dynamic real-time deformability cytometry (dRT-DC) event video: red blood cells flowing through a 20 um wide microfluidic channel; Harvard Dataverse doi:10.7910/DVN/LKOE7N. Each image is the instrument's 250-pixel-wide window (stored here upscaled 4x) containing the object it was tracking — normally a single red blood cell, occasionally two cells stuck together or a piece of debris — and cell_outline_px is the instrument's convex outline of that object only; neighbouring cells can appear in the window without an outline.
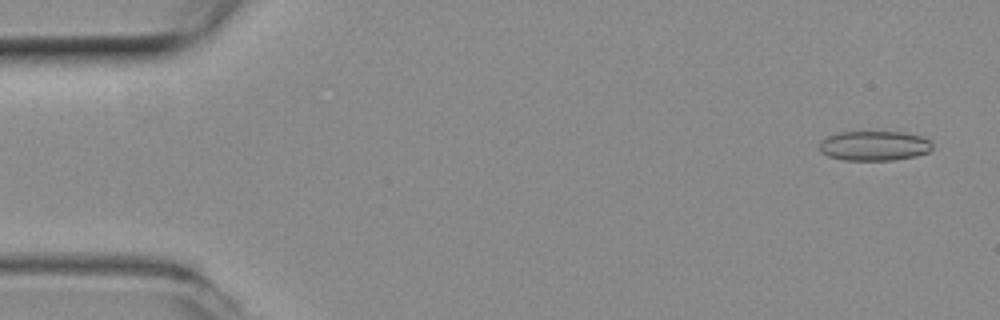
{"species": "common noctule bat (a hibernating species)", "species_latin": "Nyctalus noctula", "temperature_condition": "room temperature", "stored_images_in_passage": 13, "camera_frame_rate_fps": 3000, "um_per_image_px": 0.085, "animal": {"sex": "female", "body_mass_g": 19.3, "forearm_length_mm": 54.1}, "frame": {"image": 1, "passage_image": 3, "time_ms": 0.667, "image_size_px": [1000, 320], "cell_outline_px": [[932, 148], [928, 152], [916, 156], [892, 160], [844, 160], [828, 156], [820, 152], [820, 140], [828, 136], [840, 132], [900, 132], [924, 136], [932, 140]], "centroid_in_image_um": [74.33, 12.39], "position_along_channel_um": 10.7, "area_um2": 19.71}}